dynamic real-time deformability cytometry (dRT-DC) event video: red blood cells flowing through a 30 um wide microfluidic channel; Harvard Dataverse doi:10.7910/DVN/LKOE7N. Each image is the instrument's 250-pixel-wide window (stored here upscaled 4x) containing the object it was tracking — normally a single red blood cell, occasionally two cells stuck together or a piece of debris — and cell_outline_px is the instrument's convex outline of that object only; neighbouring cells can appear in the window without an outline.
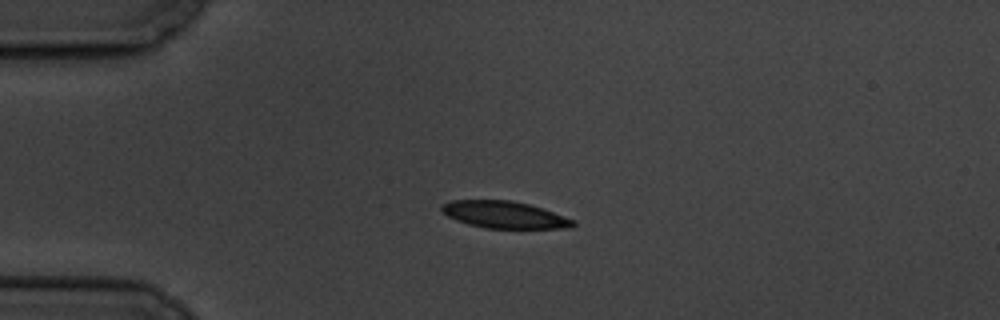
{"species": "common noctule bat (a hibernating species)", "species_latin": "Nyctalus noctula", "temperature_condition": "cold", "stored_images_in_passage": 5, "segment_of_instrument_passage": [1, 2], "camera_frame_rate_fps": 3000, "um_per_image_px": 0.085, "animal": {"sex": "male", "body_mass_g": 19.5, "forearm_length_mm": 54.6}, "frame": {"image": 1, "passage_image": 3, "time_ms": 2.333, "image_size_px": [1000, 320], "cell_outline_px": [[576, 224], [572, 228], [484, 228], [468, 224], [456, 220], [440, 212], [440, 204], [452, 200], [508, 200], [528, 204], [576, 220]], "centroid_in_image_um": [42.83, 18.25], "position_along_channel_um": 42.2, "area_um2": 20.69}}